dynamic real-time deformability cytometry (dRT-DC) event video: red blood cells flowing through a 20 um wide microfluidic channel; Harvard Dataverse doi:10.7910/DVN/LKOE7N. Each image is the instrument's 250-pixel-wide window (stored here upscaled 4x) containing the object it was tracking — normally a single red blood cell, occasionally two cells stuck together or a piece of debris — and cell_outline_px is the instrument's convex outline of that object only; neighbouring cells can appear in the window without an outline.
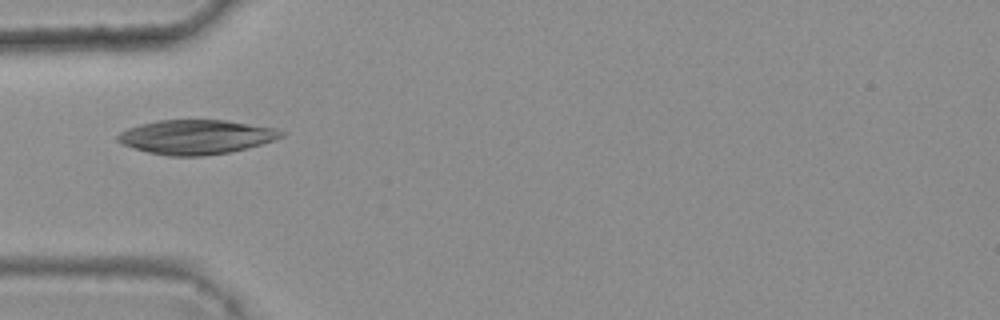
{"species": "common noctule bat (a hibernating species)", "species_latin": "Nyctalus noctula", "temperature_condition": "warm", "stored_images_in_passage": 3, "camera_frame_rate_fps": 3000, "um_per_image_px": 0.085, "animal": {"sex": "female", "body_mass_g": 25.1}, "frame": {"image": 1, "passage_image": 2, "time_ms": 0.333, "image_size_px": [1000, 320], "cell_outline_px": [[284, 136], [248, 148], [228, 152], [200, 156], [168, 156], [148, 152], [120, 144], [116, 140], [116, 136], [120, 132], [128, 128], [140, 124], [156, 120], [224, 120], [276, 128], [284, 132]], "centroid_in_image_um": [16.62, 11.64], "position_along_channel_um": 68.4, "area_um2": 32.66}}
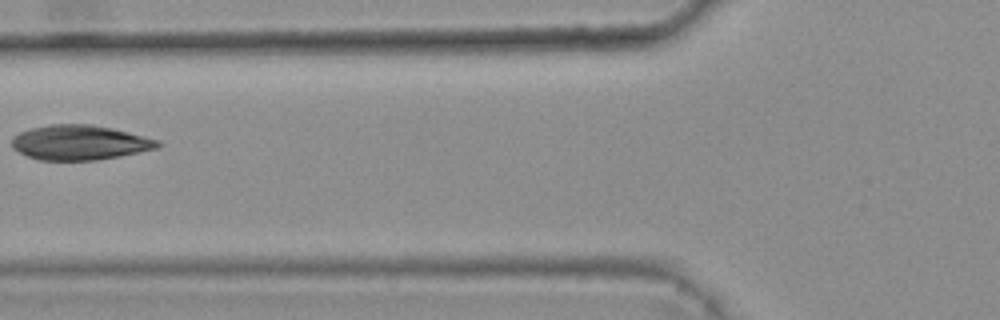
{"frame": {"image": 2, "passage_image": 3, "time_ms": 0.667, "image_size_px": [1000, 320], "cell_outline_px": [[164, 144], [156, 148], [120, 156], [96, 160], [40, 160], [28, 156], [12, 148], [12, 136], [20, 132], [32, 128], [48, 124], [92, 124], [112, 128], [160, 140]], "centroid_in_image_um": [6.78, 12.11], "position_along_channel_um": 119.0, "area_um2": 29.59}}